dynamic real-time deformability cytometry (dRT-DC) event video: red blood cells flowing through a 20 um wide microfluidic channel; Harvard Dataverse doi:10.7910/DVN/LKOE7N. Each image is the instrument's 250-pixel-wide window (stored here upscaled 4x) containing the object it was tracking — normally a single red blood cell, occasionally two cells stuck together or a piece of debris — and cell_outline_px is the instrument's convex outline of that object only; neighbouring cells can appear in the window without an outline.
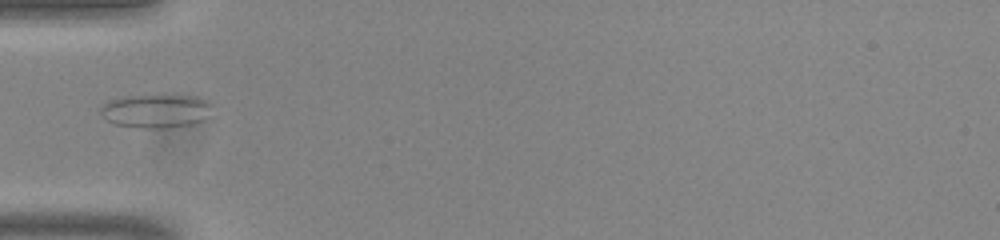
{"species": "common noctule bat (a hibernating species)", "species_latin": "Nyctalus noctula", "temperature_condition": "room temperature", "stored_images_in_passage": 37, "camera_frame_rate_fps": 3000, "um_per_image_px": 0.085, "animal": {"sex": "male", "body_mass_g": 20.0, "forearm_length_mm": 53.3}, "frame": {"image": 1, "passage_image": 1, "time_ms": 0.0, "image_size_px": [1000, 240], "cell_outline_px": [[208, 104], [200, 120], [188, 124], [156, 128], [144, 128], [116, 124], [100, 116], [100, 108], [108, 100], [124, 96], [196, 96], [204, 100]], "centroid_in_image_um": [13.07, 9.42], "position_along_channel_um": 71.9, "area_um2": 20.75}}
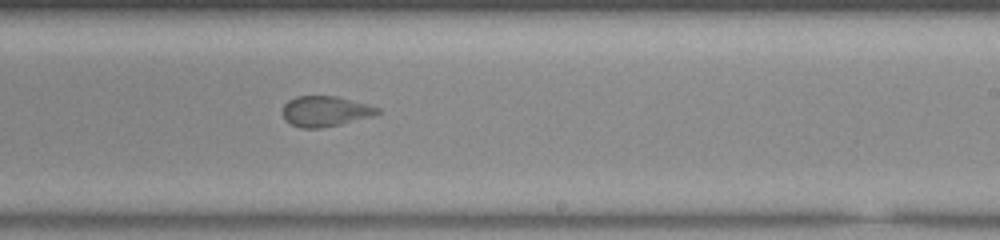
{"frame": {"image": 2, "passage_image": 16, "time_ms": 5.0, "image_size_px": [1000, 240], "cell_outline_px": [[380, 112], [372, 116], [340, 124], [320, 128], [300, 128], [284, 120], [284, 104], [288, 100], [296, 96], [336, 96], [368, 104], [380, 108]], "centroid_in_image_um": [27.64, 9.45], "position_along_channel_um": 261.4, "area_um2": 16.7}}
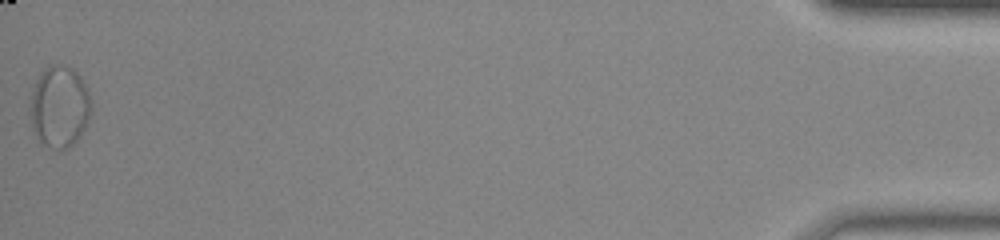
{"frame": {"image": 3, "passage_image": 37, "time_ms": 12.0, "image_size_px": [1000, 240], "cell_outline_px": [[92, 108], [84, 128], [80, 136], [68, 148], [52, 148], [40, 144], [32, 128], [28, 116], [28, 108], [32, 92], [36, 80], [40, 72], [44, 68], [52, 64], [64, 64], [72, 68], [80, 76], [88, 92], [92, 104]], "centroid_in_image_um": [5.01, 9.06], "position_along_channel_um": 430.2, "area_um2": 29.48}}